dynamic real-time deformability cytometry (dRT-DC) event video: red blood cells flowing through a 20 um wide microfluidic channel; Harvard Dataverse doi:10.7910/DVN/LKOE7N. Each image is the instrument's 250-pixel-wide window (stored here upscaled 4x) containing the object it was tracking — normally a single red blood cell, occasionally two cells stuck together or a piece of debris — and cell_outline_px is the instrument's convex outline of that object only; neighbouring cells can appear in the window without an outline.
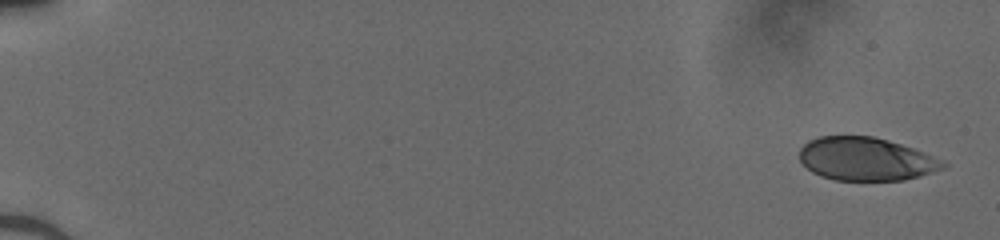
{"species": "human", "species_latin": "Homo sapiens", "temperature_condition": "cold", "stored_images_in_passage": 50, "camera_frame_rate_fps": 3000, "um_per_image_px": 0.085, "donor": {"sex": "male"}, "frame": {"image": 1, "passage_image": 1, "time_ms": 0.0, "image_size_px": [1000, 240], "cell_outline_px": [[948, 164], [944, 168], [920, 176], [904, 180], [836, 180], [820, 176], [812, 172], [800, 160], [800, 148], [808, 140], [820, 136], [872, 136], [888, 140], [912, 148], [944, 160]], "centroid_in_image_um": [73.61, 13.52], "position_along_channel_um": 11.4, "area_um2": 36.07}}
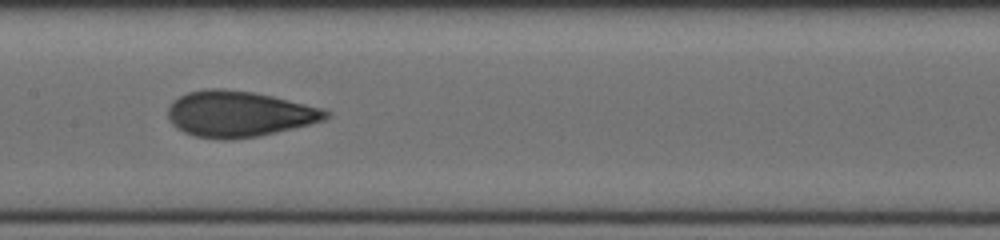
{"frame": {"image": 2, "passage_image": 27, "time_ms": 8.667, "image_size_px": [1000, 240], "cell_outline_px": [[332, 112], [324, 120], [292, 128], [256, 136], [224, 140], [220, 140], [192, 136], [176, 128], [168, 120], [168, 104], [172, 100], [188, 92], [204, 88], [224, 88], [252, 92], [272, 96], [320, 108]], "centroid_in_image_um": [20.22, 9.68], "position_along_channel_um": 187.2, "area_um2": 42.14}}
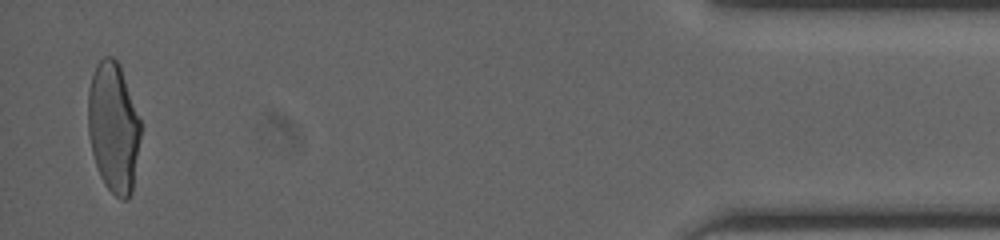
{"frame": {"image": 3, "passage_image": 49, "time_ms": 16.0, "image_size_px": [1000, 240], "cell_outline_px": [[140, 136], [132, 192], [124, 200], [120, 200], [104, 184], [100, 176], [92, 152], [88, 132], [88, 92], [92, 76], [96, 64], [104, 56], [112, 56], [120, 64], [140, 120]], "centroid_in_image_um": [9.63, 10.81], "position_along_channel_um": 425.6, "area_um2": 39.65}}